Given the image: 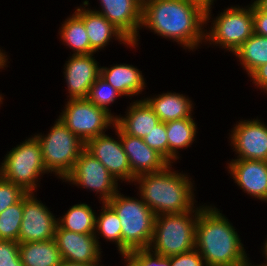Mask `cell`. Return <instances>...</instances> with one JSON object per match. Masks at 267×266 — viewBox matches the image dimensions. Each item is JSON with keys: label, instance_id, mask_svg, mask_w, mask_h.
I'll return each mask as SVG.
<instances>
[{"label": "cell", "instance_id": "cell-1", "mask_svg": "<svg viewBox=\"0 0 267 266\" xmlns=\"http://www.w3.org/2000/svg\"><path fill=\"white\" fill-rule=\"evenodd\" d=\"M205 11L195 0H143L140 28L193 51L205 42Z\"/></svg>", "mask_w": 267, "mask_h": 266}, {"label": "cell", "instance_id": "cell-2", "mask_svg": "<svg viewBox=\"0 0 267 266\" xmlns=\"http://www.w3.org/2000/svg\"><path fill=\"white\" fill-rule=\"evenodd\" d=\"M212 204L202 205L196 224L195 249L206 266H233L247 257L235 227Z\"/></svg>", "mask_w": 267, "mask_h": 266}, {"label": "cell", "instance_id": "cell-3", "mask_svg": "<svg viewBox=\"0 0 267 266\" xmlns=\"http://www.w3.org/2000/svg\"><path fill=\"white\" fill-rule=\"evenodd\" d=\"M172 166L170 164L162 171L140 175L134 180V185H139L137 195L156 216L182 213L197 207L194 183L187 173L176 172Z\"/></svg>", "mask_w": 267, "mask_h": 266}, {"label": "cell", "instance_id": "cell-4", "mask_svg": "<svg viewBox=\"0 0 267 266\" xmlns=\"http://www.w3.org/2000/svg\"><path fill=\"white\" fill-rule=\"evenodd\" d=\"M140 198V200H139ZM118 191L107 204L116 212L121 224V253L149 248L156 215L142 200Z\"/></svg>", "mask_w": 267, "mask_h": 266}, {"label": "cell", "instance_id": "cell-5", "mask_svg": "<svg viewBox=\"0 0 267 266\" xmlns=\"http://www.w3.org/2000/svg\"><path fill=\"white\" fill-rule=\"evenodd\" d=\"M202 206L182 213L155 217L150 249L163 256H174L195 248L196 224Z\"/></svg>", "mask_w": 267, "mask_h": 266}, {"label": "cell", "instance_id": "cell-6", "mask_svg": "<svg viewBox=\"0 0 267 266\" xmlns=\"http://www.w3.org/2000/svg\"><path fill=\"white\" fill-rule=\"evenodd\" d=\"M56 120L48 134L34 136L41 145L46 171L64 180L72 172L76 160L85 149V143L59 118Z\"/></svg>", "mask_w": 267, "mask_h": 266}, {"label": "cell", "instance_id": "cell-7", "mask_svg": "<svg viewBox=\"0 0 267 266\" xmlns=\"http://www.w3.org/2000/svg\"><path fill=\"white\" fill-rule=\"evenodd\" d=\"M45 173L49 174L43 161L41 145L32 135L7 152L0 165V176L21 186L27 193L37 192L40 186L38 179Z\"/></svg>", "mask_w": 267, "mask_h": 266}, {"label": "cell", "instance_id": "cell-8", "mask_svg": "<svg viewBox=\"0 0 267 266\" xmlns=\"http://www.w3.org/2000/svg\"><path fill=\"white\" fill-rule=\"evenodd\" d=\"M212 18L209 29L205 30V43L219 46L232 54L254 34L253 2L240 7L232 6ZM213 26V27H212Z\"/></svg>", "mask_w": 267, "mask_h": 266}, {"label": "cell", "instance_id": "cell-9", "mask_svg": "<svg viewBox=\"0 0 267 266\" xmlns=\"http://www.w3.org/2000/svg\"><path fill=\"white\" fill-rule=\"evenodd\" d=\"M85 144L106 129L115 126L116 119L87 98L69 99L58 117Z\"/></svg>", "mask_w": 267, "mask_h": 266}, {"label": "cell", "instance_id": "cell-10", "mask_svg": "<svg viewBox=\"0 0 267 266\" xmlns=\"http://www.w3.org/2000/svg\"><path fill=\"white\" fill-rule=\"evenodd\" d=\"M81 186L99 194V200L107 203L118 191V180L97 160L84 149L75 162L72 172L63 182Z\"/></svg>", "mask_w": 267, "mask_h": 266}, {"label": "cell", "instance_id": "cell-11", "mask_svg": "<svg viewBox=\"0 0 267 266\" xmlns=\"http://www.w3.org/2000/svg\"><path fill=\"white\" fill-rule=\"evenodd\" d=\"M57 225L56 217L41 200H37L35 192H29L23 197L19 243L54 239Z\"/></svg>", "mask_w": 267, "mask_h": 266}, {"label": "cell", "instance_id": "cell-12", "mask_svg": "<svg viewBox=\"0 0 267 266\" xmlns=\"http://www.w3.org/2000/svg\"><path fill=\"white\" fill-rule=\"evenodd\" d=\"M236 159L267 162V126L258 117L239 120L229 135Z\"/></svg>", "mask_w": 267, "mask_h": 266}, {"label": "cell", "instance_id": "cell-13", "mask_svg": "<svg viewBox=\"0 0 267 266\" xmlns=\"http://www.w3.org/2000/svg\"><path fill=\"white\" fill-rule=\"evenodd\" d=\"M114 130L118 138L101 134L90 139L85 144V149L99 160L106 169L120 182L132 183V172L128 157L123 149L120 128L115 124Z\"/></svg>", "mask_w": 267, "mask_h": 266}, {"label": "cell", "instance_id": "cell-14", "mask_svg": "<svg viewBox=\"0 0 267 266\" xmlns=\"http://www.w3.org/2000/svg\"><path fill=\"white\" fill-rule=\"evenodd\" d=\"M54 240L62 260L72 263L101 265L100 240H97L94 234L76 233L57 226Z\"/></svg>", "mask_w": 267, "mask_h": 266}, {"label": "cell", "instance_id": "cell-15", "mask_svg": "<svg viewBox=\"0 0 267 266\" xmlns=\"http://www.w3.org/2000/svg\"><path fill=\"white\" fill-rule=\"evenodd\" d=\"M99 1L102 10H93L107 18L133 45H138L143 0Z\"/></svg>", "mask_w": 267, "mask_h": 266}, {"label": "cell", "instance_id": "cell-16", "mask_svg": "<svg viewBox=\"0 0 267 266\" xmlns=\"http://www.w3.org/2000/svg\"><path fill=\"white\" fill-rule=\"evenodd\" d=\"M94 53L69 56L64 65V78L69 99L87 98L91 85L100 76Z\"/></svg>", "mask_w": 267, "mask_h": 266}, {"label": "cell", "instance_id": "cell-17", "mask_svg": "<svg viewBox=\"0 0 267 266\" xmlns=\"http://www.w3.org/2000/svg\"><path fill=\"white\" fill-rule=\"evenodd\" d=\"M83 5L78 6L74 13L84 22L90 41V53H96L98 50L102 49L104 50L113 37L116 41L118 40V42H121L119 44L123 43L127 45V47L133 48L138 47L133 45L126 36L102 14L88 8V0H84Z\"/></svg>", "mask_w": 267, "mask_h": 266}, {"label": "cell", "instance_id": "cell-18", "mask_svg": "<svg viewBox=\"0 0 267 266\" xmlns=\"http://www.w3.org/2000/svg\"><path fill=\"white\" fill-rule=\"evenodd\" d=\"M228 173L240 189L253 198L267 203V162L232 159L227 162Z\"/></svg>", "mask_w": 267, "mask_h": 266}, {"label": "cell", "instance_id": "cell-19", "mask_svg": "<svg viewBox=\"0 0 267 266\" xmlns=\"http://www.w3.org/2000/svg\"><path fill=\"white\" fill-rule=\"evenodd\" d=\"M120 138L131 167L132 183L140 175L159 172L170 165L161 154L150 148L143 139L125 134L121 129Z\"/></svg>", "mask_w": 267, "mask_h": 266}, {"label": "cell", "instance_id": "cell-20", "mask_svg": "<svg viewBox=\"0 0 267 266\" xmlns=\"http://www.w3.org/2000/svg\"><path fill=\"white\" fill-rule=\"evenodd\" d=\"M133 101L126 115L118 116L115 124L125 134L143 139L160 120L144 99Z\"/></svg>", "mask_w": 267, "mask_h": 266}, {"label": "cell", "instance_id": "cell-21", "mask_svg": "<svg viewBox=\"0 0 267 266\" xmlns=\"http://www.w3.org/2000/svg\"><path fill=\"white\" fill-rule=\"evenodd\" d=\"M144 100L164 123L193 117V102L184 94L167 92Z\"/></svg>", "mask_w": 267, "mask_h": 266}, {"label": "cell", "instance_id": "cell-22", "mask_svg": "<svg viewBox=\"0 0 267 266\" xmlns=\"http://www.w3.org/2000/svg\"><path fill=\"white\" fill-rule=\"evenodd\" d=\"M100 76L118 90L123 96L141 94L146 88L145 78L137 67L129 64L100 67Z\"/></svg>", "mask_w": 267, "mask_h": 266}, {"label": "cell", "instance_id": "cell-23", "mask_svg": "<svg viewBox=\"0 0 267 266\" xmlns=\"http://www.w3.org/2000/svg\"><path fill=\"white\" fill-rule=\"evenodd\" d=\"M19 255L23 266H59L62 262L54 239L19 243Z\"/></svg>", "mask_w": 267, "mask_h": 266}, {"label": "cell", "instance_id": "cell-24", "mask_svg": "<svg viewBox=\"0 0 267 266\" xmlns=\"http://www.w3.org/2000/svg\"><path fill=\"white\" fill-rule=\"evenodd\" d=\"M169 144V163L179 159L178 150L190 148L197 134V123L193 117L166 122Z\"/></svg>", "mask_w": 267, "mask_h": 266}, {"label": "cell", "instance_id": "cell-25", "mask_svg": "<svg viewBox=\"0 0 267 266\" xmlns=\"http://www.w3.org/2000/svg\"><path fill=\"white\" fill-rule=\"evenodd\" d=\"M233 54L249 77L258 67L267 64V37L253 34Z\"/></svg>", "mask_w": 267, "mask_h": 266}, {"label": "cell", "instance_id": "cell-26", "mask_svg": "<svg viewBox=\"0 0 267 266\" xmlns=\"http://www.w3.org/2000/svg\"><path fill=\"white\" fill-rule=\"evenodd\" d=\"M94 211L96 210L86 203L75 204L67 210L63 217L57 218V226L76 233L94 234L96 222Z\"/></svg>", "mask_w": 267, "mask_h": 266}, {"label": "cell", "instance_id": "cell-27", "mask_svg": "<svg viewBox=\"0 0 267 266\" xmlns=\"http://www.w3.org/2000/svg\"><path fill=\"white\" fill-rule=\"evenodd\" d=\"M60 28V38L64 45L73 49V55L90 54V41L84 22L75 13L66 18Z\"/></svg>", "mask_w": 267, "mask_h": 266}, {"label": "cell", "instance_id": "cell-28", "mask_svg": "<svg viewBox=\"0 0 267 266\" xmlns=\"http://www.w3.org/2000/svg\"><path fill=\"white\" fill-rule=\"evenodd\" d=\"M100 210V215L97 216L96 214L94 236L97 240L103 237L106 241L114 242L117 245L118 252L121 253L122 228L118 215L107 203H102Z\"/></svg>", "mask_w": 267, "mask_h": 266}, {"label": "cell", "instance_id": "cell-29", "mask_svg": "<svg viewBox=\"0 0 267 266\" xmlns=\"http://www.w3.org/2000/svg\"><path fill=\"white\" fill-rule=\"evenodd\" d=\"M23 216V198L0 213V239L19 243V232Z\"/></svg>", "mask_w": 267, "mask_h": 266}, {"label": "cell", "instance_id": "cell-30", "mask_svg": "<svg viewBox=\"0 0 267 266\" xmlns=\"http://www.w3.org/2000/svg\"><path fill=\"white\" fill-rule=\"evenodd\" d=\"M120 96L123 95L103 77L99 76L91 85L87 99L97 107L106 110L116 119L119 115L112 114L109 106Z\"/></svg>", "mask_w": 267, "mask_h": 266}, {"label": "cell", "instance_id": "cell-31", "mask_svg": "<svg viewBox=\"0 0 267 266\" xmlns=\"http://www.w3.org/2000/svg\"><path fill=\"white\" fill-rule=\"evenodd\" d=\"M143 141L169 162V144L166 133V124L164 122L160 121L156 124L143 138Z\"/></svg>", "mask_w": 267, "mask_h": 266}, {"label": "cell", "instance_id": "cell-32", "mask_svg": "<svg viewBox=\"0 0 267 266\" xmlns=\"http://www.w3.org/2000/svg\"><path fill=\"white\" fill-rule=\"evenodd\" d=\"M26 194L21 186L0 176V213L19 202Z\"/></svg>", "mask_w": 267, "mask_h": 266}, {"label": "cell", "instance_id": "cell-33", "mask_svg": "<svg viewBox=\"0 0 267 266\" xmlns=\"http://www.w3.org/2000/svg\"><path fill=\"white\" fill-rule=\"evenodd\" d=\"M129 254L141 266H171L169 257L157 254L150 248L133 250Z\"/></svg>", "mask_w": 267, "mask_h": 266}, {"label": "cell", "instance_id": "cell-34", "mask_svg": "<svg viewBox=\"0 0 267 266\" xmlns=\"http://www.w3.org/2000/svg\"><path fill=\"white\" fill-rule=\"evenodd\" d=\"M0 266H23L18 242L0 239Z\"/></svg>", "mask_w": 267, "mask_h": 266}, {"label": "cell", "instance_id": "cell-35", "mask_svg": "<svg viewBox=\"0 0 267 266\" xmlns=\"http://www.w3.org/2000/svg\"><path fill=\"white\" fill-rule=\"evenodd\" d=\"M169 258L171 266H206L204 259L195 248Z\"/></svg>", "mask_w": 267, "mask_h": 266}, {"label": "cell", "instance_id": "cell-36", "mask_svg": "<svg viewBox=\"0 0 267 266\" xmlns=\"http://www.w3.org/2000/svg\"><path fill=\"white\" fill-rule=\"evenodd\" d=\"M253 28L254 34L267 37V13L263 12L253 2Z\"/></svg>", "mask_w": 267, "mask_h": 266}, {"label": "cell", "instance_id": "cell-37", "mask_svg": "<svg viewBox=\"0 0 267 266\" xmlns=\"http://www.w3.org/2000/svg\"><path fill=\"white\" fill-rule=\"evenodd\" d=\"M257 88L261 89V91H265L267 89V64L261 65L258 67L251 75L250 79Z\"/></svg>", "mask_w": 267, "mask_h": 266}, {"label": "cell", "instance_id": "cell-38", "mask_svg": "<svg viewBox=\"0 0 267 266\" xmlns=\"http://www.w3.org/2000/svg\"><path fill=\"white\" fill-rule=\"evenodd\" d=\"M197 2H199L200 4H202L205 8H206V11H205V24L209 23V20L210 18H212V5L214 3L215 0H195Z\"/></svg>", "mask_w": 267, "mask_h": 266}, {"label": "cell", "instance_id": "cell-39", "mask_svg": "<svg viewBox=\"0 0 267 266\" xmlns=\"http://www.w3.org/2000/svg\"><path fill=\"white\" fill-rule=\"evenodd\" d=\"M124 259V266H141L129 253H120Z\"/></svg>", "mask_w": 267, "mask_h": 266}, {"label": "cell", "instance_id": "cell-40", "mask_svg": "<svg viewBox=\"0 0 267 266\" xmlns=\"http://www.w3.org/2000/svg\"><path fill=\"white\" fill-rule=\"evenodd\" d=\"M7 61H8V58H7V55H6V52H4V50L0 49V69L2 70L4 67H7Z\"/></svg>", "mask_w": 267, "mask_h": 266}, {"label": "cell", "instance_id": "cell-41", "mask_svg": "<svg viewBox=\"0 0 267 266\" xmlns=\"http://www.w3.org/2000/svg\"><path fill=\"white\" fill-rule=\"evenodd\" d=\"M59 266H104V265H91V264H83V263H72L65 260H62Z\"/></svg>", "mask_w": 267, "mask_h": 266}, {"label": "cell", "instance_id": "cell-42", "mask_svg": "<svg viewBox=\"0 0 267 266\" xmlns=\"http://www.w3.org/2000/svg\"><path fill=\"white\" fill-rule=\"evenodd\" d=\"M254 3L263 11L267 13V0H254Z\"/></svg>", "mask_w": 267, "mask_h": 266}, {"label": "cell", "instance_id": "cell-43", "mask_svg": "<svg viewBox=\"0 0 267 266\" xmlns=\"http://www.w3.org/2000/svg\"><path fill=\"white\" fill-rule=\"evenodd\" d=\"M233 266H263L262 265V263H261V265L259 264H257V265H252V263L250 262V260H249V257H246L243 261H241V262H238L237 264H235V265H233Z\"/></svg>", "mask_w": 267, "mask_h": 266}, {"label": "cell", "instance_id": "cell-44", "mask_svg": "<svg viewBox=\"0 0 267 266\" xmlns=\"http://www.w3.org/2000/svg\"><path fill=\"white\" fill-rule=\"evenodd\" d=\"M263 250V254L265 255V259H266V261H264V262H266V263H264V264H262L263 266H267V240L265 241V243H264V247L262 248Z\"/></svg>", "mask_w": 267, "mask_h": 266}, {"label": "cell", "instance_id": "cell-45", "mask_svg": "<svg viewBox=\"0 0 267 266\" xmlns=\"http://www.w3.org/2000/svg\"><path fill=\"white\" fill-rule=\"evenodd\" d=\"M3 99H4V97L2 96V94H0V104H3Z\"/></svg>", "mask_w": 267, "mask_h": 266}]
</instances>
